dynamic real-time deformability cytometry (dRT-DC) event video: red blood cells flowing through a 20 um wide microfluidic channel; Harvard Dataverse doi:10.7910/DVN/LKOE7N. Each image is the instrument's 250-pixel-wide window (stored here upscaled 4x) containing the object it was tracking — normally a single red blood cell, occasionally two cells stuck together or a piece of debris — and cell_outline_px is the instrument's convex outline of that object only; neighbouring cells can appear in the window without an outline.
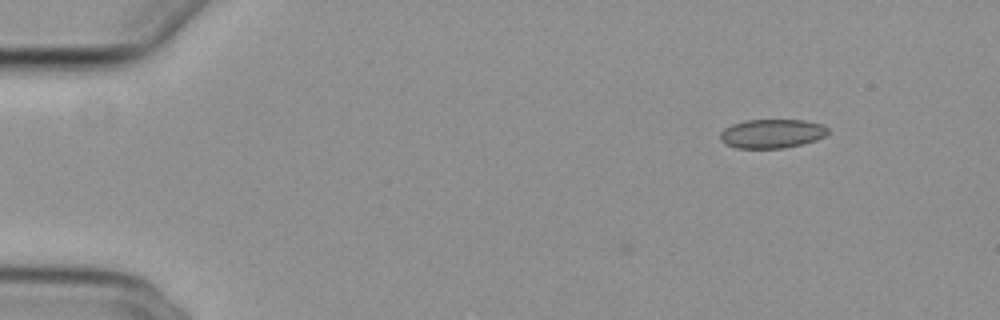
{"species": "common noctule bat (a hibernating species)", "species_latin": "Nyctalus noctula", "temperature_condition": "cold", "stored_images_in_passage": 4, "camera_frame_rate_fps": 3000, "um_per_image_px": 0.085, "animal": {"sex": "female", "body_mass_g": 29.2, "forearm_length_mm": 56.3}, "frame": {"image": 1, "passage_image": 1, "time_ms": 0.0, "image_size_px": [1000, 320], "cell_outline_px": [[828, 132], [824, 136], [816, 140], [784, 148], [736, 148], [724, 144], [720, 140], [720, 132], [724, 128], [732, 124], [744, 120], [804, 120], [820, 124], [828, 128]], "centroid_in_image_um": [65.56, 11.36], "position_along_channel_um": 19.4, "area_um2": 18.21}}